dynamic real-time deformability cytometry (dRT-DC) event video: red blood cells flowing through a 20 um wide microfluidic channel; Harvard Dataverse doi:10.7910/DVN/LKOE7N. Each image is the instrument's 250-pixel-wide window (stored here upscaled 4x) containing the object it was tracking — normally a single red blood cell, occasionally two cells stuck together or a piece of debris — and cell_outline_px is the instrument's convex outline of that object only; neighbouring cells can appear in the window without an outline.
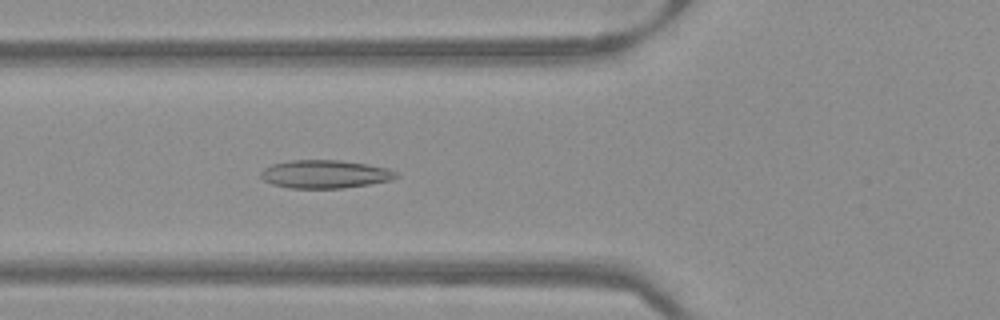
{"species": "Egyptian fruit bat (a non-hibernating species)", "species_latin": "Rousettus aegyptiacus", "temperature_condition": "warm", "stored_images_in_passage": 52, "camera_frame_rate_fps": 3000, "um_per_image_px": 0.085, "frame": {"image": 1, "passage_image": 20, "time_ms": 6.333, "image_size_px": [1000, 320], "cell_outline_px": [[400, 176], [392, 180], [344, 188], [288, 188], [272, 184], [264, 180], [260, 176], [260, 172], [264, 168], [272, 164], [292, 160], [340, 160], [368, 164], [388, 168], [396, 172]], "centroid_in_image_um": [27.63, 14.8], "position_along_channel_um": 98.2, "area_um2": 22.31}}
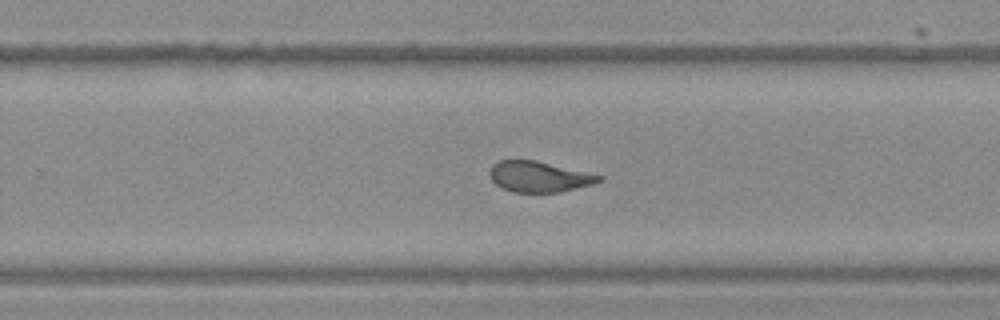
{"frame": {"image": 2, "passage_image": 34, "time_ms": 11.0, "image_size_px": [1000, 320], "cell_outline_px": [[604, 180], [592, 184], [560, 192], [512, 192], [496, 184], [492, 180], [488, 172], [492, 164], [496, 160], [536, 160], [604, 176]], "centroid_in_image_um": [45.81, 15.01], "position_along_channel_um": 284.0, "area_um2": 19.59}}
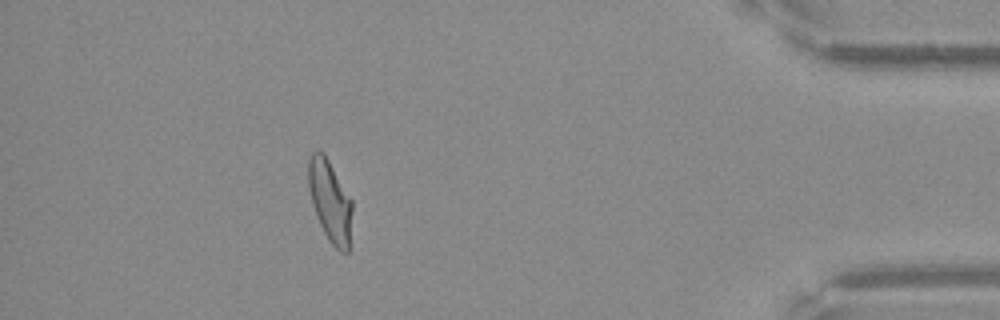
{"frame": {"image": 3, "passage_image": 47, "time_ms": 15.333, "image_size_px": [1000, 320], "cell_outline_px": [[352, 212], [348, 252], [340, 252], [328, 240], [316, 216], [312, 204], [308, 188], [308, 160], [312, 152], [324, 152], [352, 200]], "centroid_in_image_um": [28.04, 17.08], "position_along_channel_um": 407.2, "area_um2": 20.81}}